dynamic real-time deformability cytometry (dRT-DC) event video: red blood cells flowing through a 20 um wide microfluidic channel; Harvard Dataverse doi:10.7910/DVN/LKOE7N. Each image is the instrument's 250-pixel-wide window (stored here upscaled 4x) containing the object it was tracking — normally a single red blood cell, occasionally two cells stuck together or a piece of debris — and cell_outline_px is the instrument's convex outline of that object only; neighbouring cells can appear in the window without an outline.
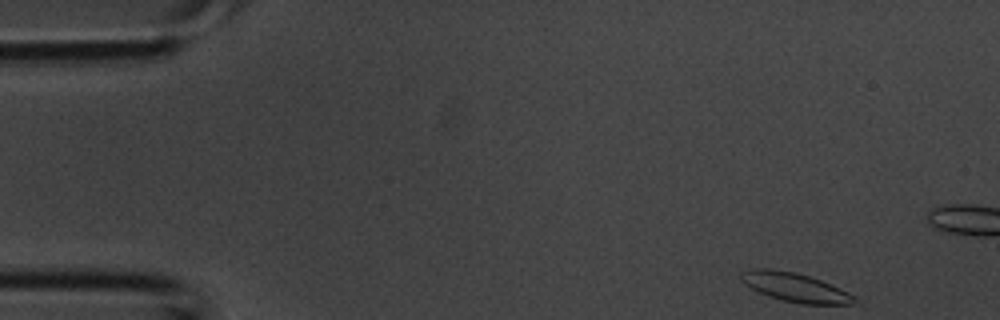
{"species": "common noctule bat (a hibernating species)", "species_latin": "Nyctalus noctula", "temperature_condition": "room temperature", "stored_images_in_passage": 9, "camera_frame_rate_fps": 3000, "um_per_image_px": 0.085, "animal": {"sex": "male", "body_mass_g": 20.1, "forearm_length_mm": 53.5}, "frame": {"image": 1, "passage_image": 1, "time_ms": 0.0, "image_size_px": [1000, 320], "cell_outline_px": [[856, 304], [800, 304], [768, 296], [744, 284], [740, 280], [740, 272], [752, 268], [772, 268], [796, 272], [820, 280], [840, 288], [856, 296]], "centroid_in_image_um": [67.56, 24.41], "position_along_channel_um": 17.4, "area_um2": 19.19}}